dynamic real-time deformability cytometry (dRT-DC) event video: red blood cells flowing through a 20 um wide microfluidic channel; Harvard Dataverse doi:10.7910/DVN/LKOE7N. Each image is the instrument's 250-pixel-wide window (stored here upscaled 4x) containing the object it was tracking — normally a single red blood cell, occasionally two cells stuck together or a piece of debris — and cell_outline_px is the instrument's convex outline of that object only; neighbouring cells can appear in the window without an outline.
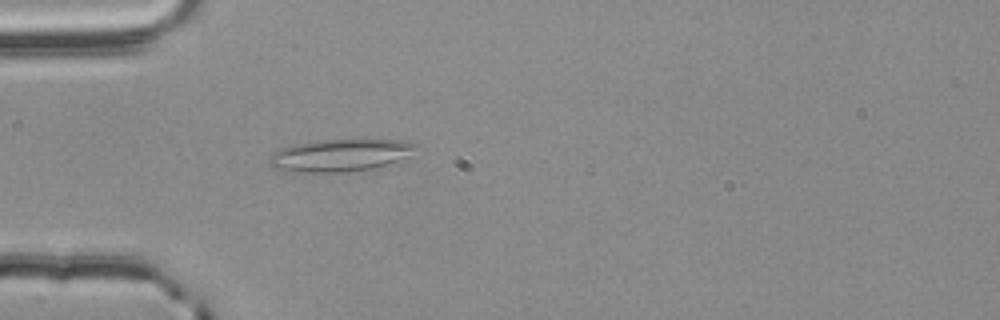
{"species": "common noctule bat (a hibernating species)", "species_latin": "Nyctalus noctula", "temperature_condition": "room temperature", "stored_images_in_passage": 43, "camera_frame_rate_fps": 3000, "um_per_image_px": 0.085, "animal": {"sex": "male", "body_mass_g": 20.4}, "frame": {"image": 1, "passage_image": 4, "time_ms": 1.0, "image_size_px": [1000, 320], "cell_outline_px": [[420, 144], [404, 156], [388, 164], [348, 172], [288, 172], [272, 168], [268, 164], [268, 160], [272, 152], [280, 148], [292, 144], [324, 140], [400, 140]], "centroid_in_image_um": [28.77, 13.2], "position_along_channel_um": 56.2, "area_um2": 27.34}}
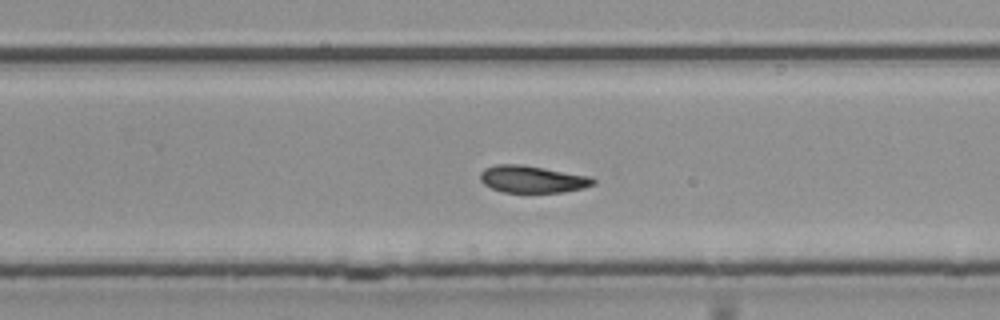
{"frame": {"image": 2, "passage_image": 23, "time_ms": 7.333, "image_size_px": [1000, 320], "cell_outline_px": [[596, 184], [584, 188], [560, 192], [500, 192], [484, 184], [480, 180], [480, 172], [484, 168], [496, 164], [520, 164], [592, 176], [596, 180]], "centroid_in_image_um": [45.26, 15.23], "position_along_channel_um": 284.5, "area_um2": 17.98}}
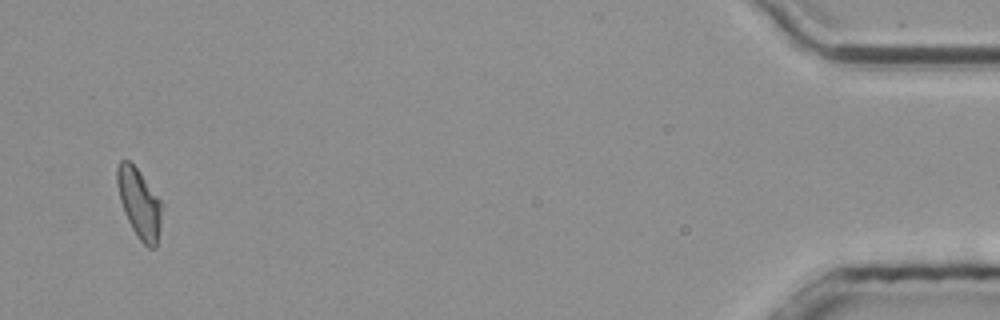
{"frame": {"image": 3, "passage_image": 41, "time_ms": 13.333, "image_size_px": [1000, 320], "cell_outline_px": [[160, 228], [156, 248], [148, 248], [136, 236], [124, 212], [120, 200], [116, 184], [116, 168], [120, 160], [128, 160], [140, 172], [160, 200]], "centroid_in_image_um": [11.8, 17.28], "position_along_channel_um": 423.4, "area_um2": 17.86}, "authors_computed_cell_mechanics": {"area_um2": 18.1492, "velocity_mm_per_s": 3.7577, "shape_relaxation_time_tau1_ms": 4.5701, "shape_relaxation_time_tau2_ms": 2.4593, "deformation_change_tau1": 0.1219, "deformation_change_tau2": 0.0634}}